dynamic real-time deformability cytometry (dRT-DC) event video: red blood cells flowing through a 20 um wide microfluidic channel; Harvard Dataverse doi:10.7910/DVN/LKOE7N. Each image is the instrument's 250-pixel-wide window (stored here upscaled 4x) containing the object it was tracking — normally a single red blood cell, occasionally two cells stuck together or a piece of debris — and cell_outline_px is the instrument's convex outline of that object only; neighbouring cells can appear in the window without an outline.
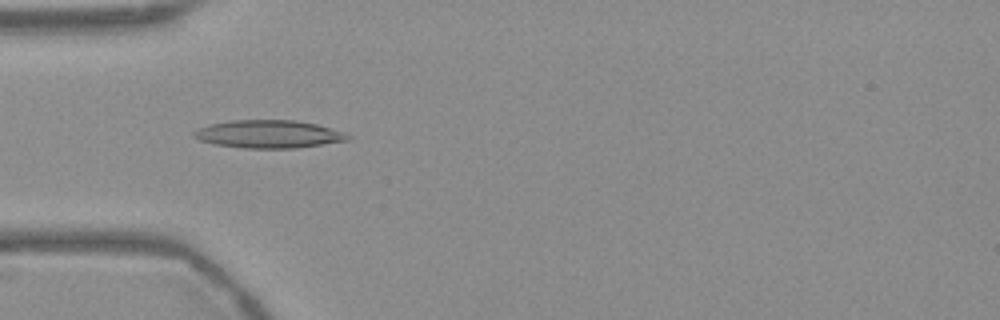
{"species": "Egyptian fruit bat (a non-hibernating species)", "species_latin": "Rousettus aegyptiacus", "temperature_condition": "warm", "stored_images_in_passage": 54, "camera_frame_rate_fps": 3000, "um_per_image_px": 0.085, "frame": {"image": 1, "passage_image": 17, "time_ms": 5.333, "image_size_px": [1000, 320], "cell_outline_px": [[352, 140], [296, 148], [240, 148], [212, 144], [200, 140], [192, 136], [192, 132], [208, 124], [232, 120], [296, 120], [316, 124], [344, 132], [352, 136]], "centroid_in_image_um": [22.84, 11.4], "position_along_channel_um": 62.2, "area_um2": 25.26}}
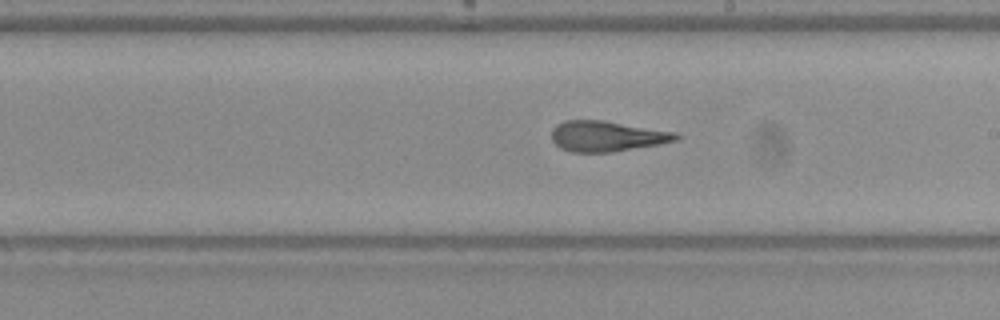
{"frame": {"image": 2, "passage_image": 31, "time_ms": 10.0, "image_size_px": [1000, 320], "cell_outline_px": [[680, 140], [660, 144], [612, 152], [572, 152], [560, 148], [552, 140], [552, 128], [556, 124], [564, 120], [604, 120], [676, 132], [680, 136]], "centroid_in_image_um": [51.59, 11.57], "position_along_channel_um": 237.4, "area_um2": 22.31}}
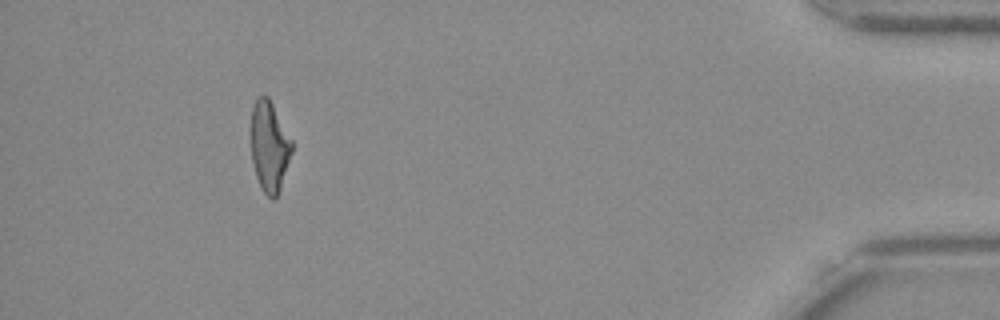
{"frame": {"image": 3, "passage_image": 50, "time_ms": 16.333, "image_size_px": [1000, 320], "cell_outline_px": [[292, 152], [276, 200], [272, 200], [260, 188], [256, 176], [252, 160], [252, 108], [256, 100], [260, 96], [268, 96], [292, 140]], "centroid_in_image_um": [22.91, 12.49], "position_along_channel_um": 412.3, "area_um2": 21.21}, "authors_computed_cell_mechanics": {"area_um2": 22.542, "velocity_mm_per_s": 3.7764, "shape_relaxation_time_tau1_ms": null, "shape_relaxation_time_tau2_ms": 2.0013, "deformation_change_tau1": null, "deformation_change_tau2": 0.129}}